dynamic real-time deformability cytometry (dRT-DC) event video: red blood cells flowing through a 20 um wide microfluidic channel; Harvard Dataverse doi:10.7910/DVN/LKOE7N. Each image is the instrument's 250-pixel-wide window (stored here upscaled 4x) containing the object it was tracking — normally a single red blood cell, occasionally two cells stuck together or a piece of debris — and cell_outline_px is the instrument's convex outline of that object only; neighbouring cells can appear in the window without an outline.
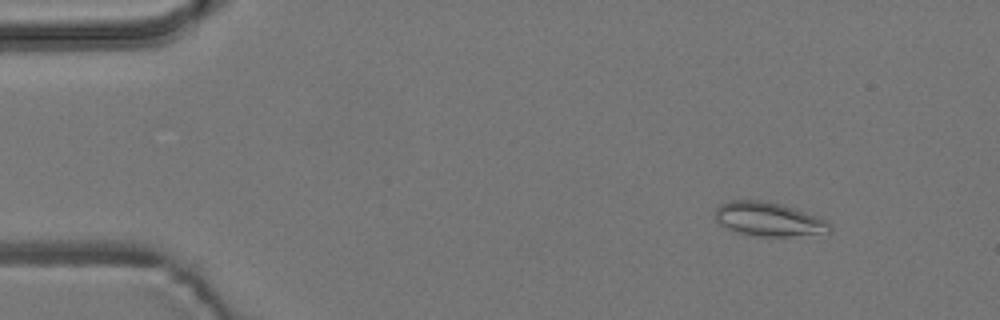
{"species": "common noctule bat (a hibernating species)", "species_latin": "Nyctalus noctula", "temperature_condition": "room temperature", "stored_images_in_passage": 5, "camera_frame_rate_fps": 3000, "um_per_image_px": 0.085, "animal": {"sex": "male", "body_mass_g": 19.2, "forearm_length_mm": 51.8}, "frame": {"image": 1, "passage_image": 2, "time_ms": 1.333, "image_size_px": [1000, 320], "cell_outline_px": [[832, 232], [788, 236], [760, 236], [736, 232], [720, 224], [716, 220], [716, 208], [720, 204], [732, 200], [768, 200], [820, 216], [828, 220], [832, 224]], "centroid_in_image_um": [65.39, 18.62], "position_along_channel_um": 19.6, "area_um2": 22.83}}